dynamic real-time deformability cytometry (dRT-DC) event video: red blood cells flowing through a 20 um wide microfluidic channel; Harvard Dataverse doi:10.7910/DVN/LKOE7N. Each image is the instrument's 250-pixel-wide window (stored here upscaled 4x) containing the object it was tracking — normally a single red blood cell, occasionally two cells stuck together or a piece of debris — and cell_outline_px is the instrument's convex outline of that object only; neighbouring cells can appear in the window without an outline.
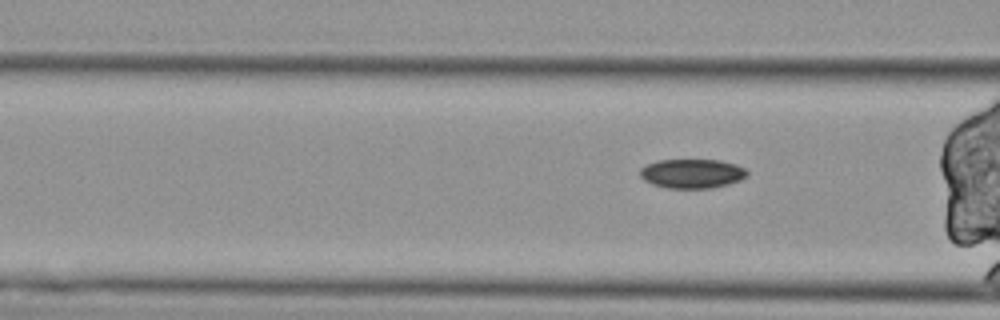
{"species": "Egyptian fruit bat (a non-hibernating species)", "species_latin": "Rousettus aegyptiacus", "temperature_condition": "cold", "stored_images_in_passage": 6, "segment_of_instrument_passage": [2, 2], "camera_frame_rate_fps": 3000, "um_per_image_px": 0.085, "animal": {"sex": "female"}, "frame": {"image": 1, "passage_image": 6, "time_ms": 1.667, "image_size_px": [1000, 320], "cell_outline_px": [[748, 172], [740, 180], [728, 184], [708, 188], [668, 188], [652, 184], [644, 180], [640, 176], [640, 168], [656, 160], [720, 160], [736, 164], [744, 168]], "centroid_in_image_um": [58.8, 14.75], "position_along_channel_um": 107.8, "area_um2": 18.15}}